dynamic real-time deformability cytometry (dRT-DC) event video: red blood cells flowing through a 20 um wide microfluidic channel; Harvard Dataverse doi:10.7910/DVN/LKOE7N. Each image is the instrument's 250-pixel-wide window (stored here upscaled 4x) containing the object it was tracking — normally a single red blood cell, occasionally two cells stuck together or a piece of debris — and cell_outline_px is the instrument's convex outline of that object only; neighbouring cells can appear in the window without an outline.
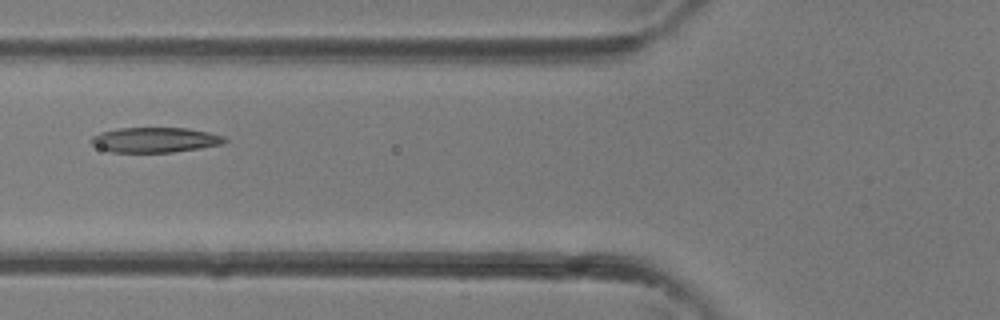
{"species": "common noctule bat (a hibernating species)", "species_latin": "Nyctalus noctula", "temperature_condition": "room temperature", "stored_images_in_passage": 6, "camera_frame_rate_fps": 3000, "um_per_image_px": 0.085, "animal": {"sex": "female"}, "frame": {"image": 1, "passage_image": 6, "time_ms": 1.667, "image_size_px": [1000, 320], "cell_outline_px": [[228, 140], [224, 144], [172, 152], [112, 152], [100, 148], [92, 144], [88, 140], [92, 136], [100, 132], [120, 128], [188, 128], [208, 132], [224, 136]], "centroid_in_image_um": [13.17, 11.88], "position_along_channel_um": 112.6, "area_um2": 19.48}}